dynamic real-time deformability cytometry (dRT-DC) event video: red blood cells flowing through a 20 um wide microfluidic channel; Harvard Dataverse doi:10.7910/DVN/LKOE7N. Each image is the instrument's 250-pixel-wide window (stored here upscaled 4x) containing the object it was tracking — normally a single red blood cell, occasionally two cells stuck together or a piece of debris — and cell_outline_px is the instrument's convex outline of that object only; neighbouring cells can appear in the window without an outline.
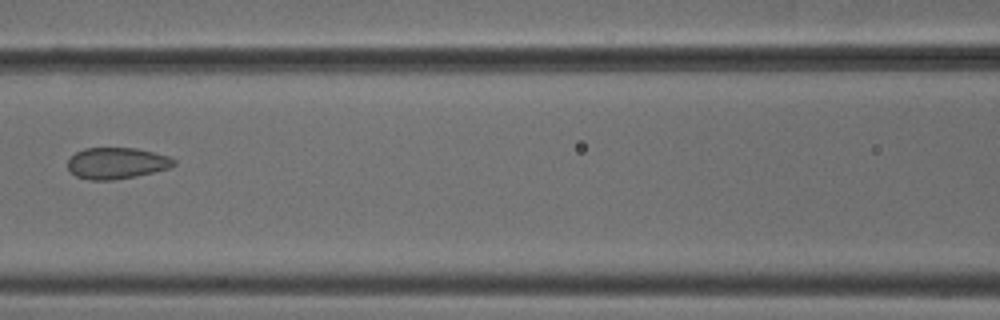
{"species": "common noctule bat (a hibernating species)", "species_latin": "Nyctalus noctula", "temperature_condition": "cold", "stored_images_in_passage": 7, "camera_frame_rate_fps": 3000, "um_per_image_px": 0.085, "animal": {"sex": "male", "body_mass_g": 18.8}, "frame": {"image": 1, "passage_image": 7, "time_ms": 2.0, "image_size_px": [1000, 320], "cell_outline_px": [[176, 164], [168, 168], [136, 176], [112, 180], [88, 180], [76, 176], [68, 168], [68, 160], [76, 152], [84, 148], [136, 148], [168, 156], [176, 160]], "centroid_in_image_um": [9.9, 13.87], "position_along_channel_um": 156.7, "area_um2": 19.25}}